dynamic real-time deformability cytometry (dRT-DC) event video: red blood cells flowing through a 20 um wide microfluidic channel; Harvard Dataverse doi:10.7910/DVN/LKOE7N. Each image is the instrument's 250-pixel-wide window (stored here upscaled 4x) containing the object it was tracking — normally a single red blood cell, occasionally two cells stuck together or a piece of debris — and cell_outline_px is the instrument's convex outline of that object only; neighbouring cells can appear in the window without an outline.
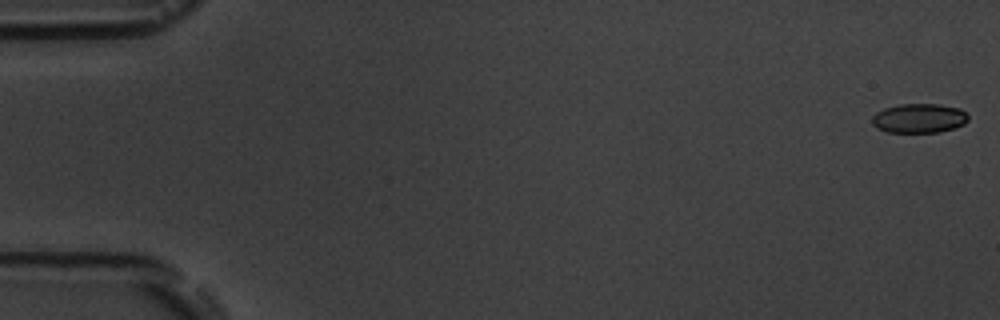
{"species": "common noctule bat (a hibernating species)", "species_latin": "Nyctalus noctula", "temperature_condition": "room temperature", "stored_images_in_passage": 5, "camera_frame_rate_fps": 3000, "um_per_image_px": 0.085, "animal": {"sex": "male", "body_mass_g": 19.5, "forearm_length_mm": 54.6}, "frame": {"image": 1, "passage_image": 1, "time_ms": 0.0, "image_size_px": [1000, 320], "cell_outline_px": [[968, 120], [964, 124], [940, 132], [888, 132], [876, 128], [872, 124], [872, 116], [876, 112], [884, 108], [900, 104], [940, 104], [960, 108], [968, 116]], "centroid_in_image_um": [78.1, 10.04], "position_along_channel_um": 6.9, "area_um2": 16.47}}
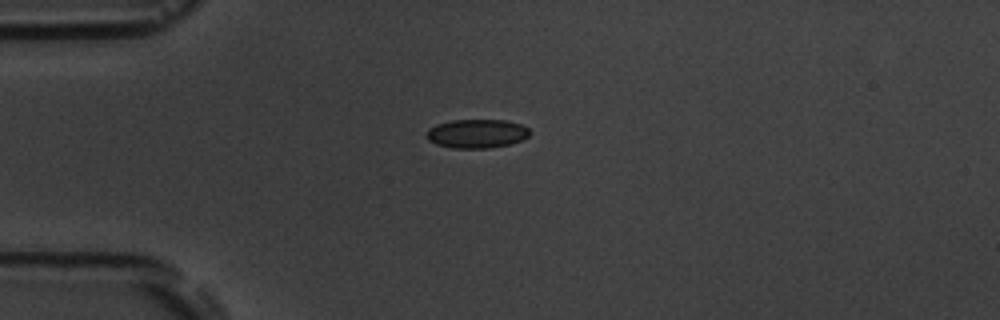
{"frame": {"image": 2, "passage_image": 5, "time_ms": 4.667, "image_size_px": [1000, 320], "cell_outline_px": [[532, 132], [524, 140], [508, 144], [488, 148], [452, 148], [436, 144], [428, 140], [424, 136], [428, 128], [436, 124], [452, 120], [508, 120], [520, 124], [528, 128]], "centroid_in_image_um": [40.51, 11.35], "position_along_channel_um": 44.5, "area_um2": 17.57}}